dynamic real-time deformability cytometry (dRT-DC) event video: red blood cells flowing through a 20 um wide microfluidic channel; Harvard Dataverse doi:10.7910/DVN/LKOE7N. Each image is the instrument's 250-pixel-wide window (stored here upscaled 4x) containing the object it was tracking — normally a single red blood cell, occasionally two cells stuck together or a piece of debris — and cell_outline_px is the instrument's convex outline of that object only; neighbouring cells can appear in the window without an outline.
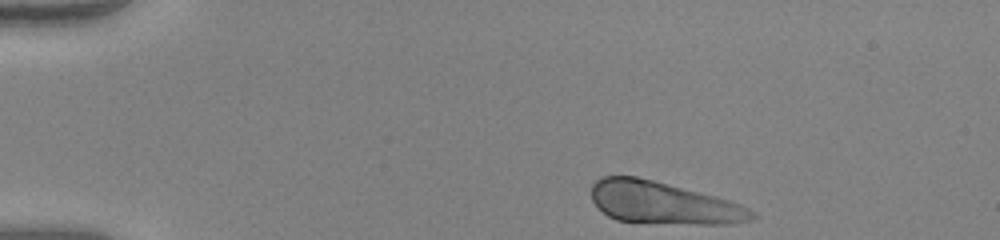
{"species": "human", "species_latin": "Homo sapiens", "temperature_condition": "warm", "stored_images_in_passage": 40, "camera_frame_rate_fps": 3000, "um_per_image_px": 0.085, "donor": {"sex": "female"}, "frame": {"image": 1, "passage_image": 1, "time_ms": 0.0, "image_size_px": [1000, 240], "cell_outline_px": [[760, 216], [752, 220], [732, 224], [700, 224], [616, 220], [608, 216], [592, 200], [592, 184], [596, 180], [604, 176], [636, 176], [716, 196], [740, 204], [748, 208]], "centroid_in_image_um": [56.42, 17.25], "position_along_channel_um": 28.6, "area_um2": 39.13}}
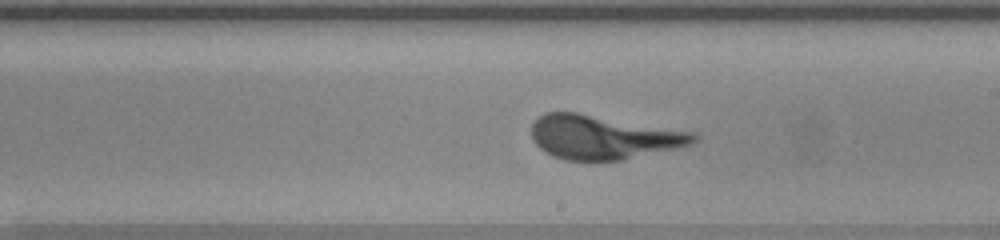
{"frame": {"image": 2, "passage_image": 23, "time_ms": 7.333, "image_size_px": [1000, 240], "cell_outline_px": [[700, 140], [692, 144], [680, 148], [620, 160], [564, 160], [552, 156], [544, 152], [532, 140], [532, 124], [544, 112], [576, 112], [696, 132], [700, 136]], "centroid_in_image_um": [51.32, 11.66], "position_along_channel_um": 237.7, "area_um2": 41.85}}
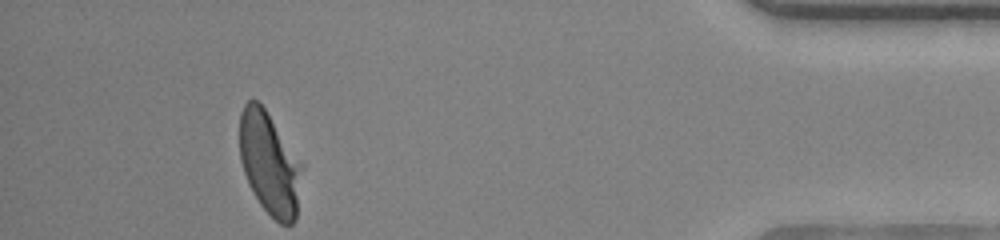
{"frame": {"image": 3, "passage_image": 40, "time_ms": 13.0, "image_size_px": [1000, 240], "cell_outline_px": [[304, 168], [296, 220], [292, 224], [280, 224], [260, 204], [248, 184], [240, 160], [240, 112], [244, 104], [248, 100], [256, 100], [264, 108], [304, 164]], "centroid_in_image_um": [22.94, 13.92], "position_along_channel_um": 412.3, "area_um2": 37.57}}